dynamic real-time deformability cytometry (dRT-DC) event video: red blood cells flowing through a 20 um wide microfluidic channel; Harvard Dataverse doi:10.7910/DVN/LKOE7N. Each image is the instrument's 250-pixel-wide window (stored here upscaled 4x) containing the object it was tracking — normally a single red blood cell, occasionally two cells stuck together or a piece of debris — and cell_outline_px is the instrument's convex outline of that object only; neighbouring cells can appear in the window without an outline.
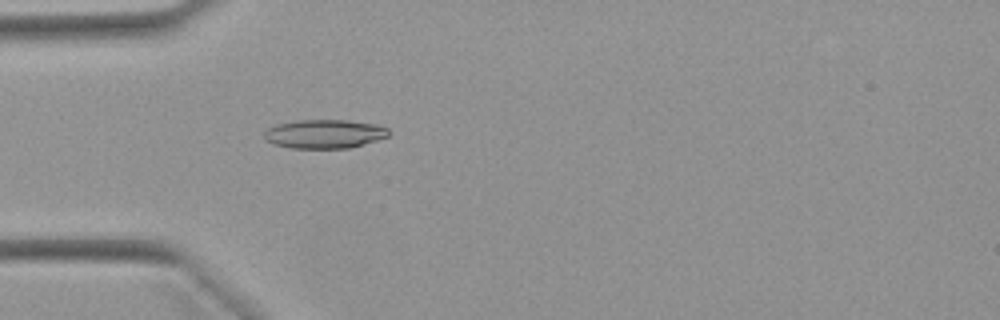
{"species": "Egyptian fruit bat (a non-hibernating species)", "species_latin": "Rousettus aegyptiacus", "temperature_condition": "warm", "stored_images_in_passage": 39, "camera_frame_rate_fps": 3000, "um_per_image_px": 0.085, "animal": {"sex": "female"}, "frame": {"image": 1, "passage_image": 3, "time_ms": 0.667, "image_size_px": [1000, 320], "cell_outline_px": [[392, 132], [388, 136], [364, 144], [348, 148], [292, 148], [272, 144], [264, 140], [264, 132], [268, 128], [276, 124], [296, 120], [348, 120], [380, 124], [388, 128]], "centroid_in_image_um": [27.59, 11.37], "position_along_channel_um": 57.4, "area_um2": 21.21}}
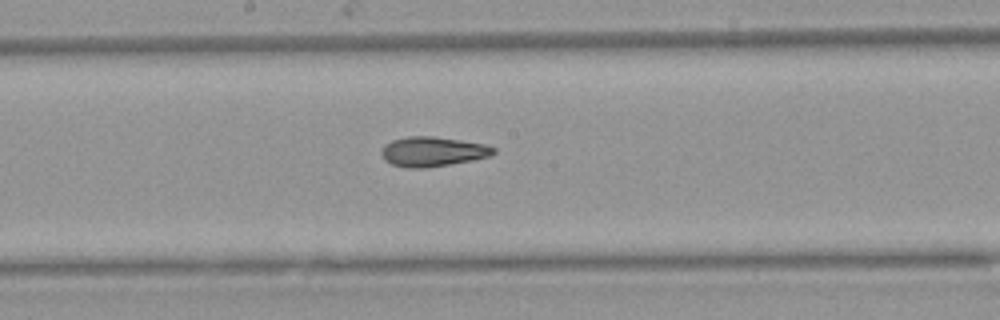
{"frame": {"image": 2, "passage_image": 15, "time_ms": 4.667, "image_size_px": [1000, 320], "cell_outline_px": [[496, 152], [488, 156], [472, 160], [424, 168], [404, 168], [392, 164], [384, 160], [380, 152], [384, 144], [392, 140], [408, 136], [432, 136], [460, 140], [484, 144], [496, 148]], "centroid_in_image_um": [36.73, 12.88], "position_along_channel_um": 211.5, "area_um2": 19.36}}
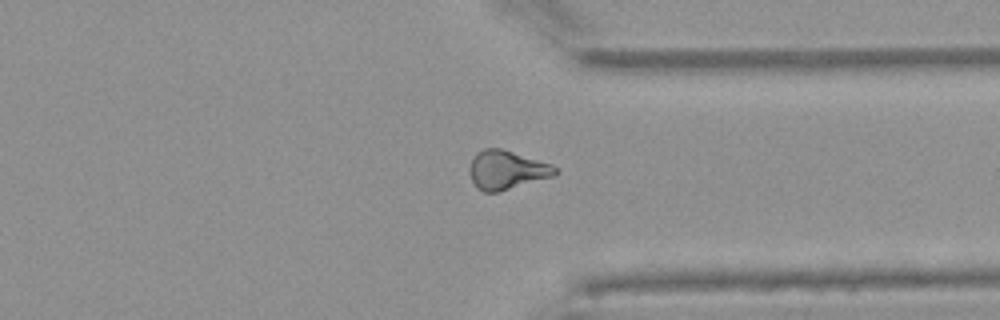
{"frame": {"image": 3, "passage_image": 27, "time_ms": 8.667, "image_size_px": [1000, 320], "cell_outline_px": [[560, 172], [552, 176], [496, 192], [484, 192], [476, 188], [472, 180], [472, 156], [476, 152], [484, 148], [500, 148], [552, 164], [560, 168]], "centroid_in_image_um": [43.1, 14.43], "position_along_channel_um": 368.3, "area_um2": 19.02}, "authors_computed_cell_mechanics": {"area_um2": 19.074, "velocity_mm_per_s": 3.9559, "shape_relaxation_time_tau1_ms": 6.7796, "shape_relaxation_time_tau2_ms": 2.721, "deformation_change_tau1": 0.1847, "deformation_change_tau2": 0.1134}}